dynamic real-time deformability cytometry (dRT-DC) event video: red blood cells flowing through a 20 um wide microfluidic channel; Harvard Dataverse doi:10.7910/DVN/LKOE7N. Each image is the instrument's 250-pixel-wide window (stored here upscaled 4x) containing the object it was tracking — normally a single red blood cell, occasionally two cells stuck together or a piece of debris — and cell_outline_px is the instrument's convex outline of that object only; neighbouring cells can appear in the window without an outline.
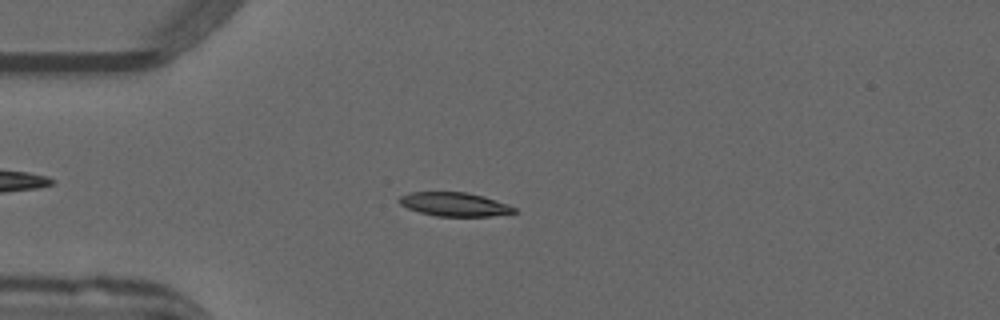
{"species": "common noctule bat (a hibernating species)", "species_latin": "Nyctalus noctula", "temperature_condition": "warm", "stored_images_in_passage": 44, "camera_frame_rate_fps": 3000, "um_per_image_px": 0.085, "animal": {"sex": "male", "forearm_length_mm": 52.5}, "frame": {"image": 1, "passage_image": 6, "time_ms": 1.667, "image_size_px": [1000, 320], "cell_outline_px": [[516, 212], [492, 216], [436, 216], [420, 212], [408, 208], [400, 204], [396, 200], [400, 196], [408, 192], [468, 192], [484, 196], [508, 204], [516, 208]], "centroid_in_image_um": [38.61, 17.36], "position_along_channel_um": 46.4, "area_um2": 16.01}}
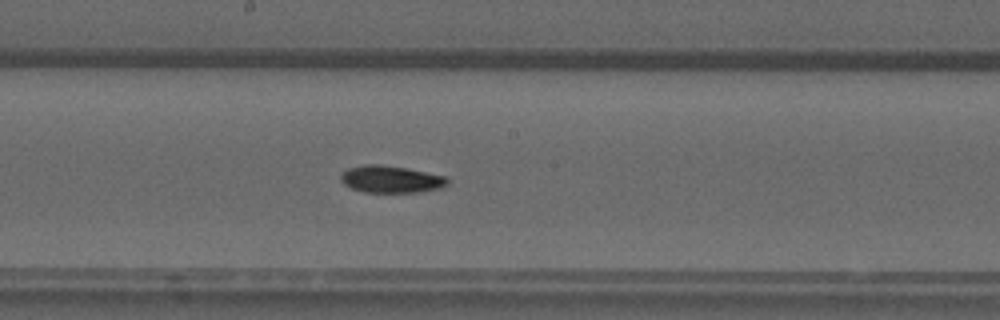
{"frame": {"image": 2, "passage_image": 20, "time_ms": 6.333, "image_size_px": [1000, 320], "cell_outline_px": [[448, 184], [440, 188], [420, 192], [364, 192], [352, 188], [344, 184], [340, 180], [340, 176], [348, 168], [364, 164], [380, 164], [404, 168], [444, 176], [448, 180]], "centroid_in_image_um": [33.2, 15.24], "position_along_channel_um": 215.0, "area_um2": 16.65}}
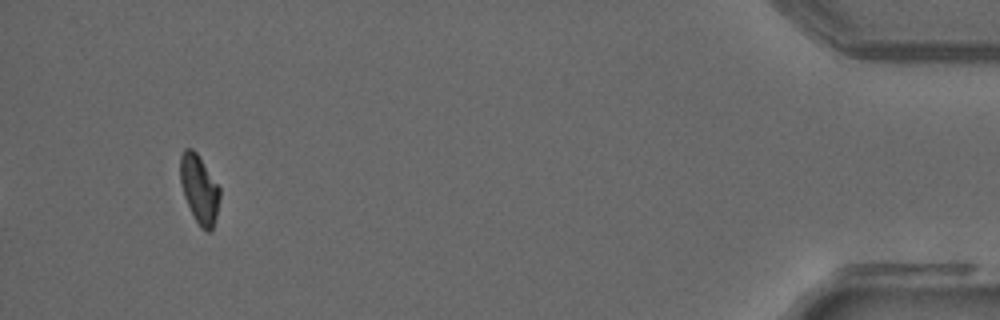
{"frame": {"image": 3, "passage_image": 41, "time_ms": 13.333, "image_size_px": [1000, 320], "cell_outline_px": [[220, 196], [216, 216], [212, 228], [208, 232], [200, 228], [184, 196], [180, 184], [180, 156], [184, 148], [192, 148], [196, 152], [220, 188]], "centroid_in_image_um": [16.92, 16.05], "position_along_channel_um": 418.3, "area_um2": 15.55}, "authors_computed_cell_mechanics": {"area_um2": 16.4441, "velocity_mm_per_s": 3.9805, "shape_relaxation_time_tau1_ms": 6.3452, "shape_relaxation_time_tau2_ms": null, "deformation_change_tau1": 0.2209, "deformation_change_tau2": null}}